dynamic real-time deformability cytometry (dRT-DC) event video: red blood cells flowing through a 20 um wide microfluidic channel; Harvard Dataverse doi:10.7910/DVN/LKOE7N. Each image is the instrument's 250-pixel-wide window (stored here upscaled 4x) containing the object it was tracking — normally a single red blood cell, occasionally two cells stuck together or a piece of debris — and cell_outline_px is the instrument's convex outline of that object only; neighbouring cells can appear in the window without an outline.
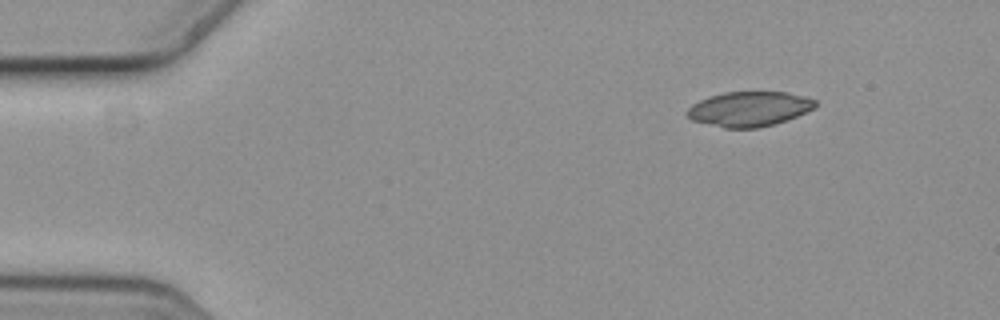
{"species": "common noctule bat (a hibernating species)", "species_latin": "Nyctalus noctula", "temperature_condition": "cold", "stored_images_in_passage": 3, "camera_frame_rate_fps": 3000, "um_per_image_px": 0.085, "animal": {"sex": "female", "body_mass_g": 19.3, "forearm_length_mm": 54.1}, "frame": {"image": 1, "passage_image": 1, "time_ms": 0.0, "image_size_px": [1000, 320], "cell_outline_px": [[816, 108], [776, 124], [760, 128], [724, 128], [692, 120], [688, 116], [688, 108], [692, 104], [708, 96], [724, 92], [788, 92], [804, 96], [816, 100]], "centroid_in_image_um": [63.7, 9.26], "position_along_channel_um": 21.3, "area_um2": 26.07}}
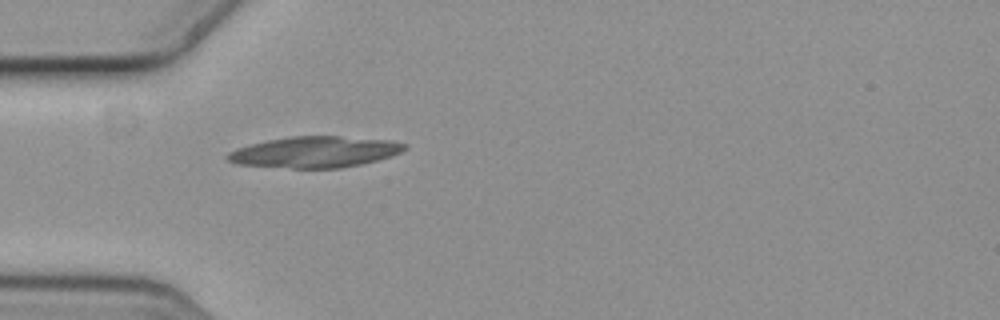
{"frame": {"image": 2, "passage_image": 3, "time_ms": 0.667, "image_size_px": [1000, 320], "cell_outline_px": [[408, 148], [392, 156], [360, 164], [340, 168], [292, 168], [236, 164], [228, 160], [224, 156], [228, 152], [236, 148], [268, 140], [288, 136], [340, 136], [392, 140], [408, 144]], "centroid_in_image_um": [26.78, 12.91], "position_along_channel_um": 58.2, "area_um2": 32.19}}